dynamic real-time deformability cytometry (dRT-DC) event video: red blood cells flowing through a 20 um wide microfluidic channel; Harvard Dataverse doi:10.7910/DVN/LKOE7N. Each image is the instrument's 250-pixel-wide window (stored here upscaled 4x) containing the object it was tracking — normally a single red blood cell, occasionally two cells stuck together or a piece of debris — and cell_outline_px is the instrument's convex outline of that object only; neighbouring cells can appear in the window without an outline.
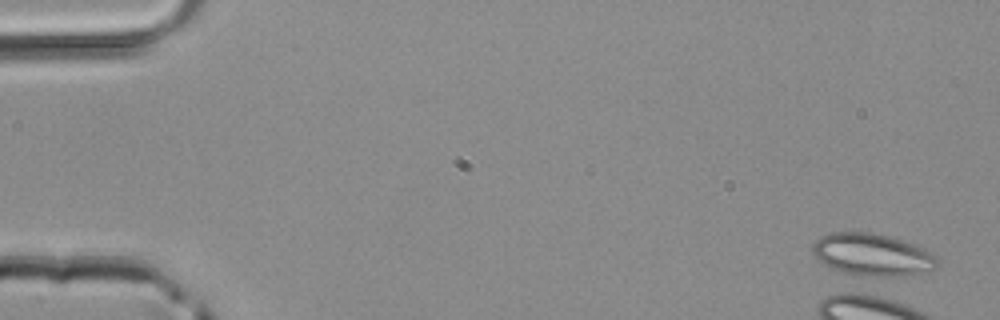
{"species": "common noctule bat (a hibernating species)", "species_latin": "Nyctalus noctula", "temperature_condition": "room temperature", "stored_images_in_passage": 3, "camera_frame_rate_fps": 3000, "um_per_image_px": 0.085, "animal": {"sex": "male", "body_mass_g": 20.4}, "frame": {"image": 1, "passage_image": 1, "time_ms": 0.0, "image_size_px": [1000, 320], "cell_outline_px": [[940, 264], [936, 268], [912, 276], [876, 280], [852, 276], [832, 268], [824, 264], [812, 252], [812, 244], [820, 236], [832, 232], [872, 232], [888, 236], [924, 248], [932, 252], [940, 260]], "centroid_in_image_um": [74.2, 21.72], "position_along_channel_um": 10.8, "area_um2": 31.96}}